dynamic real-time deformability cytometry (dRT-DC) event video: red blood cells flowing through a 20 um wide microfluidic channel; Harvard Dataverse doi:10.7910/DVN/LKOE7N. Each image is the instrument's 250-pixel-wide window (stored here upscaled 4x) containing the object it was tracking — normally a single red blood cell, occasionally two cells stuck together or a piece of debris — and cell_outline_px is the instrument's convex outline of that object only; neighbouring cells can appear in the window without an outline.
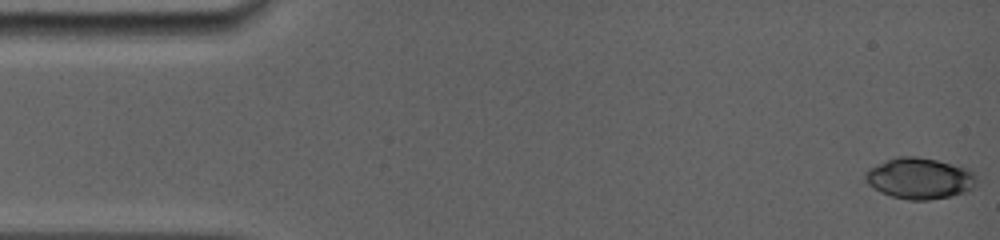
{"species": "common noctule bat (a hibernating species)", "species_latin": "Nyctalus noctula", "temperature_condition": "room temperature", "stored_images_in_passage": 77, "camera_frame_rate_fps": 5000, "um_per_image_px": 0.085, "animal": {"sex": "female", "body_mass_g": 19.0, "forearm_length_mm": 56.7}, "frame": {"image": 1, "passage_image": 1, "time_ms": 0.0, "image_size_px": [1000, 240], "cell_outline_px": [[976, 184], [972, 188], [964, 192], [952, 196], [928, 200], [908, 200], [892, 196], [880, 192], [872, 188], [864, 180], [864, 172], [868, 168], [896, 156], [916, 156], [960, 164], [968, 168], [976, 176]], "centroid_in_image_um": [78.16, 15.15], "position_along_channel_um": 6.8, "area_um2": 27.11}}
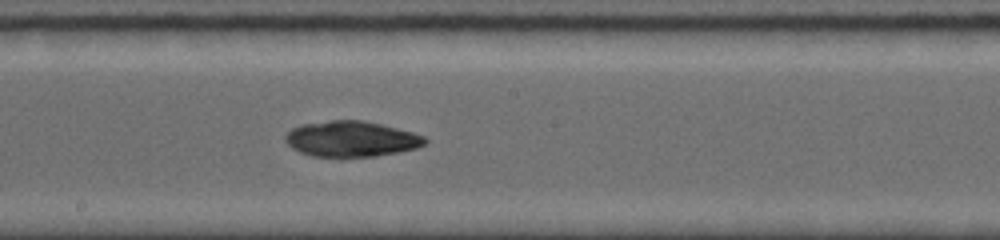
{"frame": {"image": 2, "passage_image": 44, "time_ms": 8.6, "image_size_px": [1000, 240], "cell_outline_px": [[428, 140], [424, 144], [416, 148], [400, 152], [372, 156], [312, 156], [300, 152], [292, 148], [284, 140], [284, 136], [292, 128], [300, 124], [332, 120], [364, 120], [412, 132], [424, 136]], "centroid_in_image_um": [29.83, 11.8], "position_along_channel_um": 218.4, "area_um2": 28.84}}
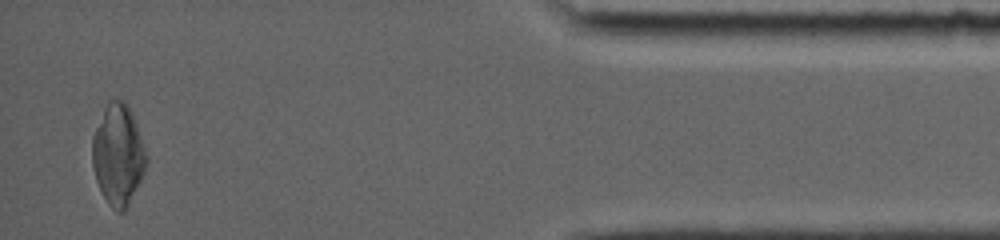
{"frame": {"image": 3, "passage_image": 77, "time_ms": 15.2, "image_size_px": [1000, 240], "cell_outline_px": [[148, 160], [144, 172], [124, 212], [116, 212], [108, 204], [96, 180], [92, 164], [92, 136], [104, 108], [112, 100], [124, 100], [128, 104], [136, 124], [148, 156]], "centroid_in_image_um": [10.03, 13.15], "position_along_channel_um": 425.2, "area_um2": 31.5}, "authors_computed_cell_mechanics": {"area_um2": 28.8422, "velocity_mm_per_s": 3.9148, "shape_relaxation_time_tau1_ms": null, "shape_relaxation_time_tau2_ms": 2.7771, "deformation_change_tau1": null, "deformation_change_tau2": 0.0543}}